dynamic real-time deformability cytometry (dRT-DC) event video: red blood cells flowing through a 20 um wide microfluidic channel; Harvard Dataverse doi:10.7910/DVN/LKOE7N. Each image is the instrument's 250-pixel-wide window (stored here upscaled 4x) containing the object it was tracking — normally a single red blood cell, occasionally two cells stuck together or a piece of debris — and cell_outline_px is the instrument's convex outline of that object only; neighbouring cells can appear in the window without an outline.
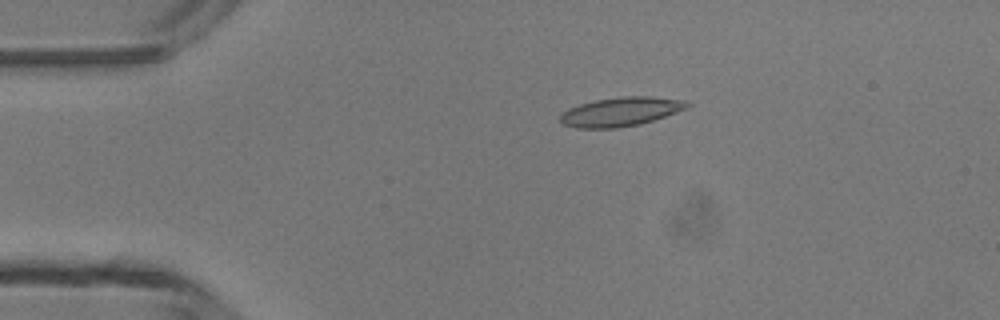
{"species": "common noctule bat (a hibernating species)", "species_latin": "Nyctalus noctula", "temperature_condition": "room temperature", "stored_images_in_passage": 2, "camera_frame_rate_fps": 3000, "um_per_image_px": 0.085, "animal": {"sex": "male", "body_mass_g": 13.3}, "frame": {"image": 1, "passage_image": 1, "time_ms": 0.0, "image_size_px": [1000, 320], "cell_outline_px": [[692, 104], [688, 108], [640, 124], [616, 128], [576, 128], [564, 124], [560, 120], [560, 116], [568, 108], [580, 104], [596, 100], [624, 96], [652, 96], [684, 100]], "centroid_in_image_um": [52.78, 9.49], "position_along_channel_um": 32.2, "area_um2": 21.33}}